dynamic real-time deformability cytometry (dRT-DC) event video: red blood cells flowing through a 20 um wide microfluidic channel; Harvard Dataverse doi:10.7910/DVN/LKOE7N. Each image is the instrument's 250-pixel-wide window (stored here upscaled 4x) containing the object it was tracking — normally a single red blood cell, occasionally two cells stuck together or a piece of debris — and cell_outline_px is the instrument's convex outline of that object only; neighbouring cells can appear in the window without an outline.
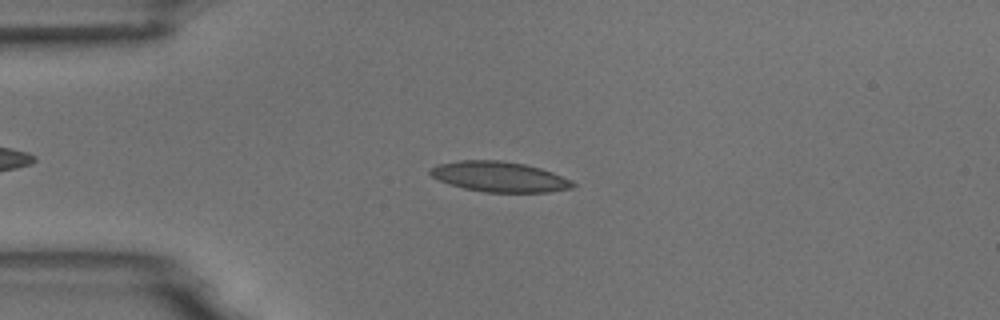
{"species": "common noctule bat (a hibernating species)", "species_latin": "Nyctalus noctula", "temperature_condition": "room temperature", "stored_images_in_passage": 4, "camera_frame_rate_fps": 3000, "um_per_image_px": 0.085, "animal": {"sex": "male", "body_mass_g": 18.8}, "frame": {"image": 1, "passage_image": 2, "time_ms": 1.333, "image_size_px": [1000, 320], "cell_outline_px": [[576, 184], [572, 188], [548, 192], [484, 192], [464, 188], [448, 184], [432, 176], [428, 172], [432, 168], [440, 164], [460, 160], [500, 160], [524, 164], [540, 168], [552, 172], [572, 180]], "centroid_in_image_um": [42.47, 15.02], "position_along_channel_um": 42.5, "area_um2": 25.03}}